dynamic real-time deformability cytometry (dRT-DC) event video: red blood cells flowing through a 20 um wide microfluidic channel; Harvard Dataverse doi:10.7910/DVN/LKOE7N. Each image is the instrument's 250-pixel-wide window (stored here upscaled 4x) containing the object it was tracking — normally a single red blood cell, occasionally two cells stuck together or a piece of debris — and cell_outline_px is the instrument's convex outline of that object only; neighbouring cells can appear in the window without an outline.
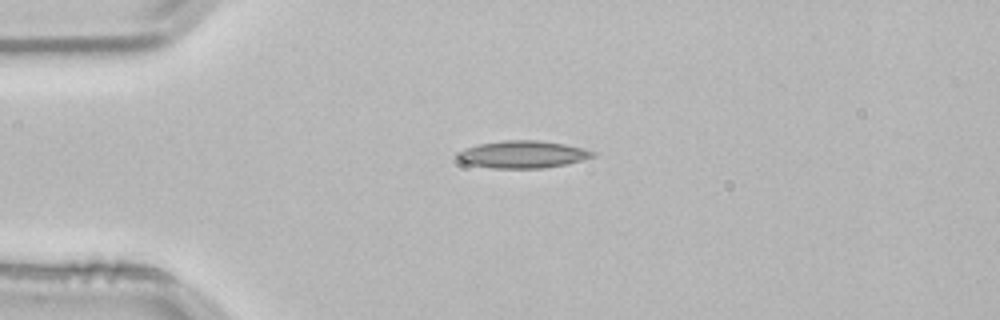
{"species": "common noctule bat (a hibernating species)", "species_latin": "Nyctalus noctula", "temperature_condition": "room temperature", "stored_images_in_passage": 41, "camera_frame_rate_fps": 3000, "um_per_image_px": 0.085, "animal": {"sex": "male", "body_mass_g": 21.5, "forearm_length_mm": 52.0}, "frame": {"image": 1, "passage_image": 1, "time_ms": 0.0, "image_size_px": [1000, 320], "cell_outline_px": [[596, 156], [564, 164], [540, 168], [492, 168], [468, 164], [460, 160], [456, 156], [456, 152], [464, 148], [480, 144], [504, 140], [540, 140], [564, 144], [584, 148], [596, 152]], "centroid_in_image_um": [44.41, 13.11], "position_along_channel_um": 40.6, "area_um2": 21.44}}
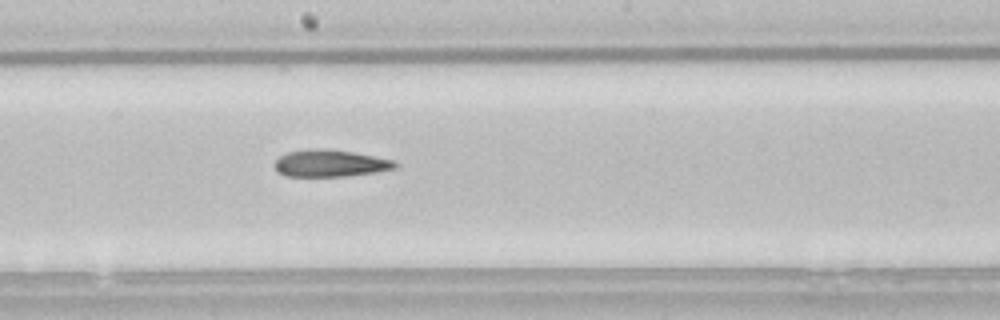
{"frame": {"image": 2, "passage_image": 17, "time_ms": 5.333, "image_size_px": [1000, 320], "cell_outline_px": [[396, 168], [376, 172], [348, 176], [284, 176], [272, 164], [280, 156], [288, 152], [308, 148], [324, 148], [352, 152], [396, 160]], "centroid_in_image_um": [28.06, 13.87], "position_along_channel_um": 220.1, "area_um2": 19.02}}
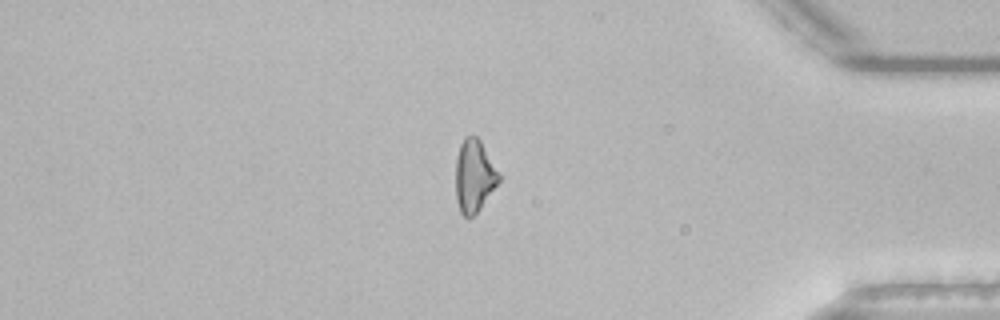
{"frame": {"image": 3, "passage_image": 33, "time_ms": 10.667, "image_size_px": [1000, 320], "cell_outline_px": [[500, 180], [480, 208], [468, 220], [460, 212], [456, 200], [456, 156], [460, 144], [464, 136], [476, 136], [480, 140], [500, 176]], "centroid_in_image_um": [40.27, 14.96], "position_along_channel_um": 394.9, "area_um2": 18.03}}